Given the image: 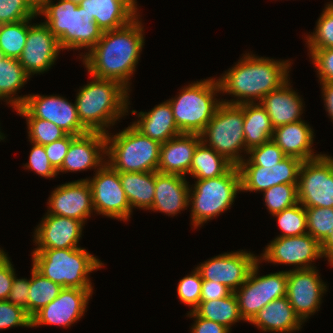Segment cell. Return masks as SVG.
I'll return each instance as SVG.
<instances>
[{"instance_id":"6da1fadb","label":"cell","mask_w":333,"mask_h":333,"mask_svg":"<svg viewBox=\"0 0 333 333\" xmlns=\"http://www.w3.org/2000/svg\"><path fill=\"white\" fill-rule=\"evenodd\" d=\"M139 16L121 28L103 32L97 44L80 55L90 76L117 81L130 90V77L145 43Z\"/></svg>"},{"instance_id":"7a4b0ae2","label":"cell","mask_w":333,"mask_h":333,"mask_svg":"<svg viewBox=\"0 0 333 333\" xmlns=\"http://www.w3.org/2000/svg\"><path fill=\"white\" fill-rule=\"evenodd\" d=\"M245 54L237 64L217 79L220 93L237 97V100L222 99L223 103L240 105L256 103L258 100L259 103L265 95L279 88L289 78V60H273L251 53Z\"/></svg>"},{"instance_id":"3957f363","label":"cell","mask_w":333,"mask_h":333,"mask_svg":"<svg viewBox=\"0 0 333 333\" xmlns=\"http://www.w3.org/2000/svg\"><path fill=\"white\" fill-rule=\"evenodd\" d=\"M92 78L77 93L75 103L78 117L89 132L107 134V128L128 113L130 94L117 81Z\"/></svg>"},{"instance_id":"277c9868","label":"cell","mask_w":333,"mask_h":333,"mask_svg":"<svg viewBox=\"0 0 333 333\" xmlns=\"http://www.w3.org/2000/svg\"><path fill=\"white\" fill-rule=\"evenodd\" d=\"M37 15L46 18L44 23L58 39L62 51L87 48L89 52L103 33L94 17L71 1L59 0L55 4L47 0Z\"/></svg>"},{"instance_id":"5b68a950","label":"cell","mask_w":333,"mask_h":333,"mask_svg":"<svg viewBox=\"0 0 333 333\" xmlns=\"http://www.w3.org/2000/svg\"><path fill=\"white\" fill-rule=\"evenodd\" d=\"M32 266L62 287L93 289L89 275L102 268L101 260L85 248L34 249Z\"/></svg>"},{"instance_id":"8992f818","label":"cell","mask_w":333,"mask_h":333,"mask_svg":"<svg viewBox=\"0 0 333 333\" xmlns=\"http://www.w3.org/2000/svg\"><path fill=\"white\" fill-rule=\"evenodd\" d=\"M106 135V162L118 172L158 171L161 144L132 124L119 133Z\"/></svg>"},{"instance_id":"52a82bcc","label":"cell","mask_w":333,"mask_h":333,"mask_svg":"<svg viewBox=\"0 0 333 333\" xmlns=\"http://www.w3.org/2000/svg\"><path fill=\"white\" fill-rule=\"evenodd\" d=\"M219 92L217 79H204L189 84L168 100L181 133L200 134L204 130L222 103L216 98Z\"/></svg>"},{"instance_id":"ba28073f","label":"cell","mask_w":333,"mask_h":333,"mask_svg":"<svg viewBox=\"0 0 333 333\" xmlns=\"http://www.w3.org/2000/svg\"><path fill=\"white\" fill-rule=\"evenodd\" d=\"M193 185L189 188V206H192L191 225L196 229L232 206L241 191L240 172L233 165L224 175L197 180Z\"/></svg>"},{"instance_id":"9c48e42d","label":"cell","mask_w":333,"mask_h":333,"mask_svg":"<svg viewBox=\"0 0 333 333\" xmlns=\"http://www.w3.org/2000/svg\"><path fill=\"white\" fill-rule=\"evenodd\" d=\"M243 124L244 104L235 105L222 102L200 133L201 141L224 156L233 165L238 166L245 159V156L240 155L245 153Z\"/></svg>"},{"instance_id":"30bf717a","label":"cell","mask_w":333,"mask_h":333,"mask_svg":"<svg viewBox=\"0 0 333 333\" xmlns=\"http://www.w3.org/2000/svg\"><path fill=\"white\" fill-rule=\"evenodd\" d=\"M259 263L253 265L247 280L234 292L243 321L250 322L268 303L287 293V271L258 276Z\"/></svg>"},{"instance_id":"8fae6325","label":"cell","mask_w":333,"mask_h":333,"mask_svg":"<svg viewBox=\"0 0 333 333\" xmlns=\"http://www.w3.org/2000/svg\"><path fill=\"white\" fill-rule=\"evenodd\" d=\"M297 191L298 202L304 208H333V157L322 154L302 161Z\"/></svg>"},{"instance_id":"7c38bea8","label":"cell","mask_w":333,"mask_h":333,"mask_svg":"<svg viewBox=\"0 0 333 333\" xmlns=\"http://www.w3.org/2000/svg\"><path fill=\"white\" fill-rule=\"evenodd\" d=\"M16 112L26 118L50 121L70 135L79 136L89 132L79 120L76 103L68 102L59 95L28 94Z\"/></svg>"},{"instance_id":"4fadbf2b","label":"cell","mask_w":333,"mask_h":333,"mask_svg":"<svg viewBox=\"0 0 333 333\" xmlns=\"http://www.w3.org/2000/svg\"><path fill=\"white\" fill-rule=\"evenodd\" d=\"M92 190V204L96 214L120 221H128L131 207L122 188L119 172L107 162L96 170L93 178H86Z\"/></svg>"},{"instance_id":"5bb4252c","label":"cell","mask_w":333,"mask_h":333,"mask_svg":"<svg viewBox=\"0 0 333 333\" xmlns=\"http://www.w3.org/2000/svg\"><path fill=\"white\" fill-rule=\"evenodd\" d=\"M259 262L294 265V270L316 268L312 265L316 259L323 258L321 244L310 234L276 237L265 247ZM261 260V261H260Z\"/></svg>"},{"instance_id":"9a60e30c","label":"cell","mask_w":333,"mask_h":333,"mask_svg":"<svg viewBox=\"0 0 333 333\" xmlns=\"http://www.w3.org/2000/svg\"><path fill=\"white\" fill-rule=\"evenodd\" d=\"M258 261V256L240 250L223 253L204 261L196 269L202 280L218 282L235 292L247 280V277Z\"/></svg>"},{"instance_id":"2e32d148","label":"cell","mask_w":333,"mask_h":333,"mask_svg":"<svg viewBox=\"0 0 333 333\" xmlns=\"http://www.w3.org/2000/svg\"><path fill=\"white\" fill-rule=\"evenodd\" d=\"M93 289L63 287L58 297L31 317V328L40 325L70 327L84 316Z\"/></svg>"},{"instance_id":"e0dca14e","label":"cell","mask_w":333,"mask_h":333,"mask_svg":"<svg viewBox=\"0 0 333 333\" xmlns=\"http://www.w3.org/2000/svg\"><path fill=\"white\" fill-rule=\"evenodd\" d=\"M326 289L316 268L287 271L286 297L303 322L318 311Z\"/></svg>"},{"instance_id":"ac0fdd59","label":"cell","mask_w":333,"mask_h":333,"mask_svg":"<svg viewBox=\"0 0 333 333\" xmlns=\"http://www.w3.org/2000/svg\"><path fill=\"white\" fill-rule=\"evenodd\" d=\"M31 20L28 19L27 40L23 52L18 58L30 77L47 72L62 50L58 39L44 22L32 25Z\"/></svg>"},{"instance_id":"d6986e66","label":"cell","mask_w":333,"mask_h":333,"mask_svg":"<svg viewBox=\"0 0 333 333\" xmlns=\"http://www.w3.org/2000/svg\"><path fill=\"white\" fill-rule=\"evenodd\" d=\"M301 164L300 159L286 156L275 166L238 165L241 191L264 192L280 184H298Z\"/></svg>"},{"instance_id":"ffe728a7","label":"cell","mask_w":333,"mask_h":333,"mask_svg":"<svg viewBox=\"0 0 333 333\" xmlns=\"http://www.w3.org/2000/svg\"><path fill=\"white\" fill-rule=\"evenodd\" d=\"M46 214L59 215L82 221L93 212L92 190L87 180H77L61 184L48 198Z\"/></svg>"},{"instance_id":"44dd1931","label":"cell","mask_w":333,"mask_h":333,"mask_svg":"<svg viewBox=\"0 0 333 333\" xmlns=\"http://www.w3.org/2000/svg\"><path fill=\"white\" fill-rule=\"evenodd\" d=\"M85 224L74 218L45 214L34 232V249L79 248L77 245Z\"/></svg>"},{"instance_id":"7402d4cb","label":"cell","mask_w":333,"mask_h":333,"mask_svg":"<svg viewBox=\"0 0 333 333\" xmlns=\"http://www.w3.org/2000/svg\"><path fill=\"white\" fill-rule=\"evenodd\" d=\"M106 135L88 132L76 136L68 148L59 172H77L86 169L97 170L106 163ZM105 157V158H104Z\"/></svg>"},{"instance_id":"603a6c76","label":"cell","mask_w":333,"mask_h":333,"mask_svg":"<svg viewBox=\"0 0 333 333\" xmlns=\"http://www.w3.org/2000/svg\"><path fill=\"white\" fill-rule=\"evenodd\" d=\"M189 182L178 174L155 171V196L149 210L175 216L189 207Z\"/></svg>"},{"instance_id":"cb8c5ba5","label":"cell","mask_w":333,"mask_h":333,"mask_svg":"<svg viewBox=\"0 0 333 333\" xmlns=\"http://www.w3.org/2000/svg\"><path fill=\"white\" fill-rule=\"evenodd\" d=\"M200 134L182 133L160 146L158 172L185 176L190 173Z\"/></svg>"},{"instance_id":"d4e9b609","label":"cell","mask_w":333,"mask_h":333,"mask_svg":"<svg viewBox=\"0 0 333 333\" xmlns=\"http://www.w3.org/2000/svg\"><path fill=\"white\" fill-rule=\"evenodd\" d=\"M136 0H83L79 6L93 16L103 31L121 28L134 20L139 13Z\"/></svg>"},{"instance_id":"484cf974","label":"cell","mask_w":333,"mask_h":333,"mask_svg":"<svg viewBox=\"0 0 333 333\" xmlns=\"http://www.w3.org/2000/svg\"><path fill=\"white\" fill-rule=\"evenodd\" d=\"M288 79L279 88L265 95L259 102L270 117L273 128L298 122L303 111V99L290 88Z\"/></svg>"},{"instance_id":"4316f807","label":"cell","mask_w":333,"mask_h":333,"mask_svg":"<svg viewBox=\"0 0 333 333\" xmlns=\"http://www.w3.org/2000/svg\"><path fill=\"white\" fill-rule=\"evenodd\" d=\"M312 129L305 120L289 123L276 127L272 140L286 156L296 157L301 161L312 160L322 155H315L312 149L315 136Z\"/></svg>"},{"instance_id":"83f0119b","label":"cell","mask_w":333,"mask_h":333,"mask_svg":"<svg viewBox=\"0 0 333 333\" xmlns=\"http://www.w3.org/2000/svg\"><path fill=\"white\" fill-rule=\"evenodd\" d=\"M250 323L257 326L262 332L291 333L300 330L304 322L295 313L285 296L268 303Z\"/></svg>"},{"instance_id":"f1b7e54d","label":"cell","mask_w":333,"mask_h":333,"mask_svg":"<svg viewBox=\"0 0 333 333\" xmlns=\"http://www.w3.org/2000/svg\"><path fill=\"white\" fill-rule=\"evenodd\" d=\"M137 121L132 125L145 136L160 144L182 133L178 129L169 101L162 102L149 112H139Z\"/></svg>"},{"instance_id":"f546056e","label":"cell","mask_w":333,"mask_h":333,"mask_svg":"<svg viewBox=\"0 0 333 333\" xmlns=\"http://www.w3.org/2000/svg\"><path fill=\"white\" fill-rule=\"evenodd\" d=\"M119 177L131 211L149 210L155 196V172H119Z\"/></svg>"},{"instance_id":"4dcf8cb0","label":"cell","mask_w":333,"mask_h":333,"mask_svg":"<svg viewBox=\"0 0 333 333\" xmlns=\"http://www.w3.org/2000/svg\"><path fill=\"white\" fill-rule=\"evenodd\" d=\"M245 153L272 140L274 128L270 117L260 103H244Z\"/></svg>"},{"instance_id":"1f68e13d","label":"cell","mask_w":333,"mask_h":333,"mask_svg":"<svg viewBox=\"0 0 333 333\" xmlns=\"http://www.w3.org/2000/svg\"><path fill=\"white\" fill-rule=\"evenodd\" d=\"M28 79L30 76L18 59L4 57L0 61V100L4 99L15 110L21 107L27 95L15 97V94Z\"/></svg>"},{"instance_id":"d6a6232c","label":"cell","mask_w":333,"mask_h":333,"mask_svg":"<svg viewBox=\"0 0 333 333\" xmlns=\"http://www.w3.org/2000/svg\"><path fill=\"white\" fill-rule=\"evenodd\" d=\"M232 166L224 156L201 141L195 149L189 174L197 180L217 178Z\"/></svg>"},{"instance_id":"836d02e7","label":"cell","mask_w":333,"mask_h":333,"mask_svg":"<svg viewBox=\"0 0 333 333\" xmlns=\"http://www.w3.org/2000/svg\"><path fill=\"white\" fill-rule=\"evenodd\" d=\"M199 317L217 322L231 331L236 322L243 320L240 315L238 301L234 292L226 298L200 301L193 310Z\"/></svg>"},{"instance_id":"e575fe53","label":"cell","mask_w":333,"mask_h":333,"mask_svg":"<svg viewBox=\"0 0 333 333\" xmlns=\"http://www.w3.org/2000/svg\"><path fill=\"white\" fill-rule=\"evenodd\" d=\"M27 314L32 317L60 294L63 289L57 283L44 277L33 266L31 269Z\"/></svg>"},{"instance_id":"d590c367","label":"cell","mask_w":333,"mask_h":333,"mask_svg":"<svg viewBox=\"0 0 333 333\" xmlns=\"http://www.w3.org/2000/svg\"><path fill=\"white\" fill-rule=\"evenodd\" d=\"M28 36V19L0 25V49L5 57L18 59Z\"/></svg>"},{"instance_id":"8d00e7d4","label":"cell","mask_w":333,"mask_h":333,"mask_svg":"<svg viewBox=\"0 0 333 333\" xmlns=\"http://www.w3.org/2000/svg\"><path fill=\"white\" fill-rule=\"evenodd\" d=\"M272 216L277 218L278 226L282 231L277 237L299 236L308 233L306 211L300 203Z\"/></svg>"},{"instance_id":"74e56055","label":"cell","mask_w":333,"mask_h":333,"mask_svg":"<svg viewBox=\"0 0 333 333\" xmlns=\"http://www.w3.org/2000/svg\"><path fill=\"white\" fill-rule=\"evenodd\" d=\"M312 34L307 35L309 49L333 48V2L326 4Z\"/></svg>"},{"instance_id":"f35d334b","label":"cell","mask_w":333,"mask_h":333,"mask_svg":"<svg viewBox=\"0 0 333 333\" xmlns=\"http://www.w3.org/2000/svg\"><path fill=\"white\" fill-rule=\"evenodd\" d=\"M265 205L271 215L298 204L297 184H280L263 192Z\"/></svg>"},{"instance_id":"ab89813d","label":"cell","mask_w":333,"mask_h":333,"mask_svg":"<svg viewBox=\"0 0 333 333\" xmlns=\"http://www.w3.org/2000/svg\"><path fill=\"white\" fill-rule=\"evenodd\" d=\"M305 211L308 234L322 244L333 229V208L312 207Z\"/></svg>"},{"instance_id":"60d3db41","label":"cell","mask_w":333,"mask_h":333,"mask_svg":"<svg viewBox=\"0 0 333 333\" xmlns=\"http://www.w3.org/2000/svg\"><path fill=\"white\" fill-rule=\"evenodd\" d=\"M26 122L30 142L44 146L67 135V133L57 125L44 119L26 118Z\"/></svg>"},{"instance_id":"b9f144b4","label":"cell","mask_w":333,"mask_h":333,"mask_svg":"<svg viewBox=\"0 0 333 333\" xmlns=\"http://www.w3.org/2000/svg\"><path fill=\"white\" fill-rule=\"evenodd\" d=\"M247 155L249 158L244 159L239 165L275 166L286 157L273 140L252 148L247 152Z\"/></svg>"},{"instance_id":"7bdbcfd3","label":"cell","mask_w":333,"mask_h":333,"mask_svg":"<svg viewBox=\"0 0 333 333\" xmlns=\"http://www.w3.org/2000/svg\"><path fill=\"white\" fill-rule=\"evenodd\" d=\"M37 12L26 0H0V25L34 19Z\"/></svg>"},{"instance_id":"ee69618b","label":"cell","mask_w":333,"mask_h":333,"mask_svg":"<svg viewBox=\"0 0 333 333\" xmlns=\"http://www.w3.org/2000/svg\"><path fill=\"white\" fill-rule=\"evenodd\" d=\"M202 278L199 271L195 268L190 275L180 279L177 287V294L181 302L192 306L193 311L200 303Z\"/></svg>"},{"instance_id":"f6af8a7d","label":"cell","mask_w":333,"mask_h":333,"mask_svg":"<svg viewBox=\"0 0 333 333\" xmlns=\"http://www.w3.org/2000/svg\"><path fill=\"white\" fill-rule=\"evenodd\" d=\"M18 326L30 328L31 317L23 308L8 300H0V330Z\"/></svg>"},{"instance_id":"bcb514c9","label":"cell","mask_w":333,"mask_h":333,"mask_svg":"<svg viewBox=\"0 0 333 333\" xmlns=\"http://www.w3.org/2000/svg\"><path fill=\"white\" fill-rule=\"evenodd\" d=\"M29 161L24 165L25 169H30L44 178H54L57 171L50 164L45 148L41 144L31 142Z\"/></svg>"},{"instance_id":"7dc6e473","label":"cell","mask_w":333,"mask_h":333,"mask_svg":"<svg viewBox=\"0 0 333 333\" xmlns=\"http://www.w3.org/2000/svg\"><path fill=\"white\" fill-rule=\"evenodd\" d=\"M308 50L320 82H333V48Z\"/></svg>"},{"instance_id":"c3c4849f","label":"cell","mask_w":333,"mask_h":333,"mask_svg":"<svg viewBox=\"0 0 333 333\" xmlns=\"http://www.w3.org/2000/svg\"><path fill=\"white\" fill-rule=\"evenodd\" d=\"M76 136L67 134L65 137L56 140L52 143L44 145L46 155L48 156L50 164L58 171L63 163V160L67 154L71 141Z\"/></svg>"},{"instance_id":"681fc988","label":"cell","mask_w":333,"mask_h":333,"mask_svg":"<svg viewBox=\"0 0 333 333\" xmlns=\"http://www.w3.org/2000/svg\"><path fill=\"white\" fill-rule=\"evenodd\" d=\"M6 252L0 248V300H7L10 294L15 269Z\"/></svg>"},{"instance_id":"f907efd6","label":"cell","mask_w":333,"mask_h":333,"mask_svg":"<svg viewBox=\"0 0 333 333\" xmlns=\"http://www.w3.org/2000/svg\"><path fill=\"white\" fill-rule=\"evenodd\" d=\"M29 287H30V279L26 278L19 279L16 277L15 274L10 289V294L7 300L16 306L23 308L27 312Z\"/></svg>"},{"instance_id":"816d5d0a","label":"cell","mask_w":333,"mask_h":333,"mask_svg":"<svg viewBox=\"0 0 333 333\" xmlns=\"http://www.w3.org/2000/svg\"><path fill=\"white\" fill-rule=\"evenodd\" d=\"M232 291L223 284L210 280H202L200 301L226 298Z\"/></svg>"},{"instance_id":"f5cc1de1","label":"cell","mask_w":333,"mask_h":333,"mask_svg":"<svg viewBox=\"0 0 333 333\" xmlns=\"http://www.w3.org/2000/svg\"><path fill=\"white\" fill-rule=\"evenodd\" d=\"M187 316L195 319L191 333H231L225 326L199 317L194 311L188 312Z\"/></svg>"},{"instance_id":"db71d44e","label":"cell","mask_w":333,"mask_h":333,"mask_svg":"<svg viewBox=\"0 0 333 333\" xmlns=\"http://www.w3.org/2000/svg\"><path fill=\"white\" fill-rule=\"evenodd\" d=\"M325 110L333 120V82H320Z\"/></svg>"},{"instance_id":"11a10c76","label":"cell","mask_w":333,"mask_h":333,"mask_svg":"<svg viewBox=\"0 0 333 333\" xmlns=\"http://www.w3.org/2000/svg\"><path fill=\"white\" fill-rule=\"evenodd\" d=\"M322 256L328 259V262L333 266V229L325 241L321 244Z\"/></svg>"},{"instance_id":"9f6ffc18","label":"cell","mask_w":333,"mask_h":333,"mask_svg":"<svg viewBox=\"0 0 333 333\" xmlns=\"http://www.w3.org/2000/svg\"><path fill=\"white\" fill-rule=\"evenodd\" d=\"M47 0H26V2L38 12L44 5Z\"/></svg>"},{"instance_id":"6f0895ef","label":"cell","mask_w":333,"mask_h":333,"mask_svg":"<svg viewBox=\"0 0 333 333\" xmlns=\"http://www.w3.org/2000/svg\"><path fill=\"white\" fill-rule=\"evenodd\" d=\"M67 1H71L76 4H80L83 0H67Z\"/></svg>"},{"instance_id":"680465c9","label":"cell","mask_w":333,"mask_h":333,"mask_svg":"<svg viewBox=\"0 0 333 333\" xmlns=\"http://www.w3.org/2000/svg\"><path fill=\"white\" fill-rule=\"evenodd\" d=\"M4 57H5V56H4L3 52H2V50L0 49V61H1Z\"/></svg>"},{"instance_id":"91938a15","label":"cell","mask_w":333,"mask_h":333,"mask_svg":"<svg viewBox=\"0 0 333 333\" xmlns=\"http://www.w3.org/2000/svg\"><path fill=\"white\" fill-rule=\"evenodd\" d=\"M0 139H1V140L5 139V136H4V134H3V133H1V132H0Z\"/></svg>"}]
</instances>
